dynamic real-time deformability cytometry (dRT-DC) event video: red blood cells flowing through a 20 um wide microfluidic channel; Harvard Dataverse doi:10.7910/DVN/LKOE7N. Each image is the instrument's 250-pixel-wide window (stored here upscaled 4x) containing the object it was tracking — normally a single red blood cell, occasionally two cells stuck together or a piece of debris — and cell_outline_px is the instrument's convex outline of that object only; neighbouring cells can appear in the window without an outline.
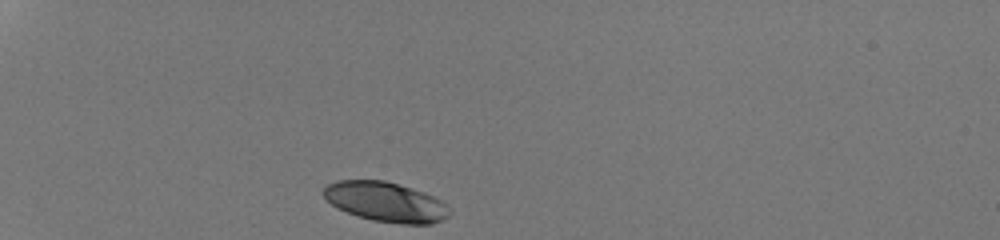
{"species": "human", "species_latin": "Homo sapiens", "temperature_condition": "room temperature", "stored_images_in_passage": 30, "camera_frame_rate_fps": 3000, "um_per_image_px": 0.085, "donor": {"sex": "male"}, "frame": {"image": 1, "passage_image": 1, "time_ms": 0.0, "image_size_px": [1000, 240], "cell_outline_px": [[452, 212], [448, 216], [432, 224], [400, 224], [372, 220], [356, 216], [336, 208], [320, 192], [328, 184], [336, 180], [384, 180], [424, 192], [448, 204], [452, 208]], "centroid_in_image_um": [32.79, 17.17], "position_along_channel_um": 52.2, "area_um2": 29.42}}
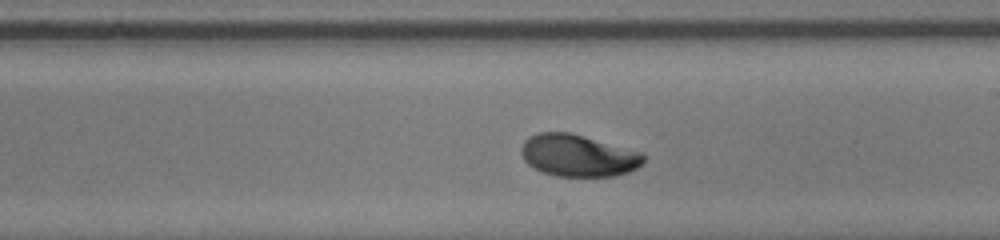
{"frame": {"image": 2, "passage_image": 18, "time_ms": 5.667, "image_size_px": [1000, 240], "cell_outline_px": [[644, 160], [636, 168], [628, 172], [612, 176], [556, 176], [540, 172], [532, 168], [524, 160], [520, 152], [520, 148], [524, 140], [528, 136], [540, 132], [572, 132], [644, 152]], "centroid_in_image_um": [49.11, 13.2], "position_along_channel_um": 239.9, "area_um2": 30.4}}
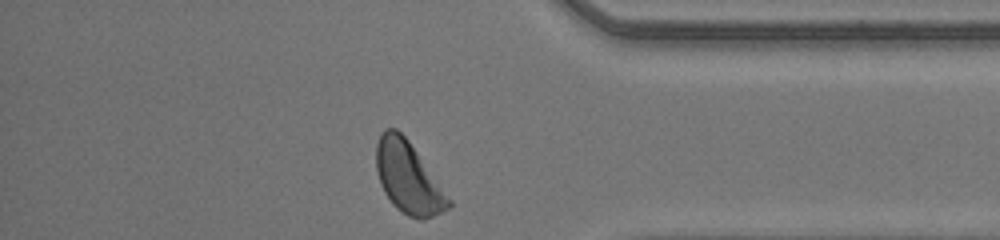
{"frame": {"image": 3, "passage_image": 30, "time_ms": 9.667, "image_size_px": [1000, 240], "cell_outline_px": [[452, 204], [448, 208], [424, 220], [420, 220], [408, 216], [396, 208], [392, 204], [384, 192], [380, 184], [376, 168], [376, 144], [380, 132], [384, 128], [396, 128], [408, 140], [452, 200]], "centroid_in_image_um": [34.68, 15.1], "position_along_channel_um": 400.5, "area_um2": 30.11}, "authors_computed_cell_mechanics": {"area_um2": 29.9693, "velocity_mm_per_s": 4.2259, "shape_relaxation_time_tau1_ms": 1.828, "shape_relaxation_time_tau2_ms": null, "deformation_change_tau1": 0.1316, "deformation_change_tau2": null}}